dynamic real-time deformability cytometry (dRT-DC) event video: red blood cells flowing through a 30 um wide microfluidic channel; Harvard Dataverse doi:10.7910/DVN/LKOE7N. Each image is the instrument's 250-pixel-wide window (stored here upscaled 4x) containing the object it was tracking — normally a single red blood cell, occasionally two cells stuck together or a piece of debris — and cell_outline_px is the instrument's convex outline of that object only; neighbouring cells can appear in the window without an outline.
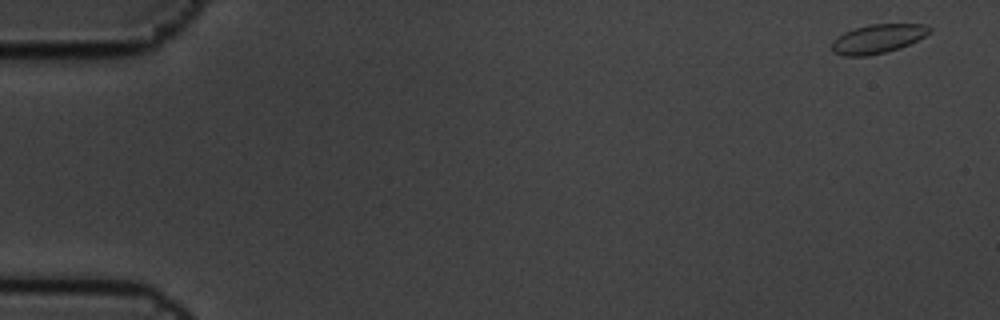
{"species": "common noctule bat (a hibernating species)", "species_latin": "Nyctalus noctula", "temperature_condition": "cold", "stored_images_in_passage": 7, "camera_frame_rate_fps": 3000, "um_per_image_px": 0.085, "animal": {"sex": "male", "body_mass_g": 19.5, "forearm_length_mm": 54.6}, "frame": {"image": 1, "passage_image": 1, "time_ms": 0.0, "image_size_px": [1000, 320], "cell_outline_px": [[932, 32], [900, 48], [884, 52], [864, 56], [844, 56], [832, 52], [832, 40], [844, 32], [868, 24], [924, 24], [932, 28]], "centroid_in_image_um": [74.6, 3.29], "position_along_channel_um": 10.4, "area_um2": 16.42}}
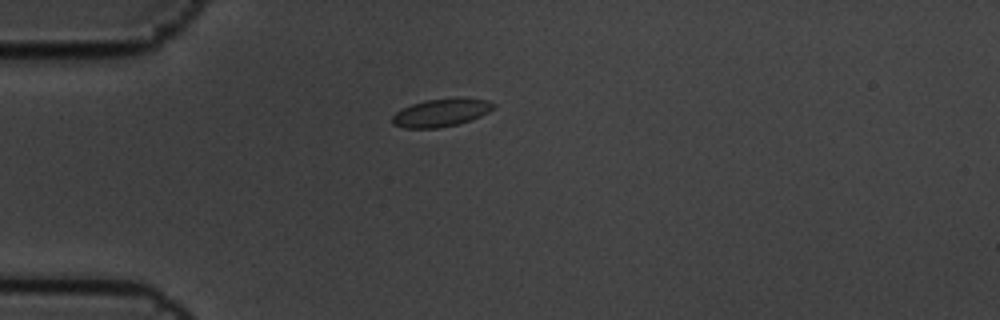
{"frame": {"image": 2, "passage_image": 5, "time_ms": 1.333, "image_size_px": [1000, 320], "cell_outline_px": [[496, 108], [480, 116], [456, 124], [440, 128], [404, 128], [392, 124], [392, 116], [396, 112], [412, 104], [424, 100], [460, 96], [464, 96], [488, 100], [496, 104]], "centroid_in_image_um": [37.54, 9.54], "position_along_channel_um": 47.5, "area_um2": 16.76}}
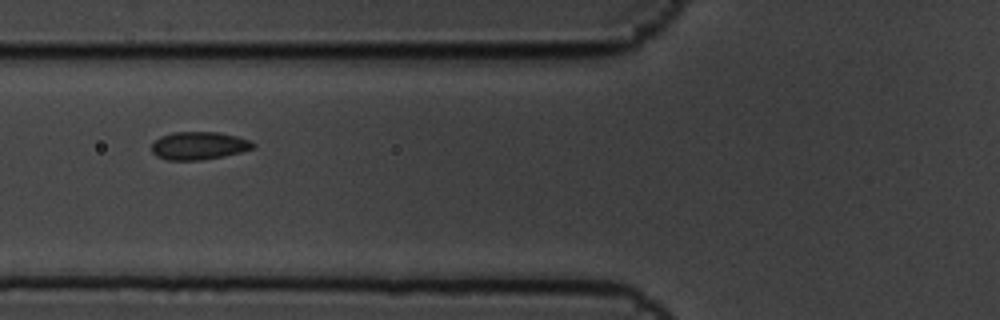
{"frame": {"image": 3, "passage_image": 7, "time_ms": 2.0, "image_size_px": [1000, 320], "cell_outline_px": [[256, 148], [224, 156], [200, 160], [168, 160], [156, 156], [152, 152], [152, 144], [160, 136], [172, 132], [220, 132], [236, 136], [248, 140], [256, 144]], "centroid_in_image_um": [16.91, 12.38], "position_along_channel_um": 108.9, "area_um2": 16.53}}